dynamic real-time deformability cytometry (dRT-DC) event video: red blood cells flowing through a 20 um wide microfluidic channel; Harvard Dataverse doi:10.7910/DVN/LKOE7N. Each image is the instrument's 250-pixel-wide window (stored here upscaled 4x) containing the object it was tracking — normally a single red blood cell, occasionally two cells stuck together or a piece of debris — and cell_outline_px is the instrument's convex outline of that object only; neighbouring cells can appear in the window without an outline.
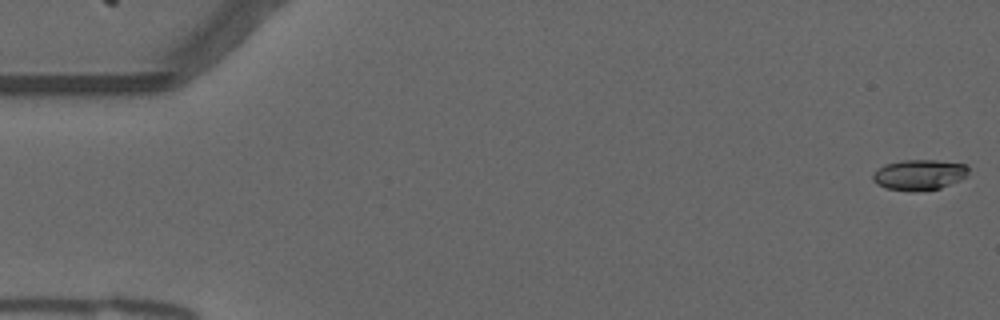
{"species": "common noctule bat (a hibernating species)", "species_latin": "Nyctalus noctula", "temperature_condition": "warm", "stored_images_in_passage": 55, "camera_frame_rate_fps": 3000, "um_per_image_px": 0.085, "animal": {"sex": "male", "forearm_length_mm": 52.5}, "frame": {"image": 1, "passage_image": 1, "time_ms": 0.0, "image_size_px": [1000, 320], "cell_outline_px": [[968, 172], [960, 180], [940, 188], [884, 188], [876, 184], [872, 180], [872, 172], [876, 168], [884, 164], [904, 160], [936, 160], [968, 164]], "centroid_in_image_um": [78.1, 14.79], "position_along_channel_um": 6.9, "area_um2": 16.47}}
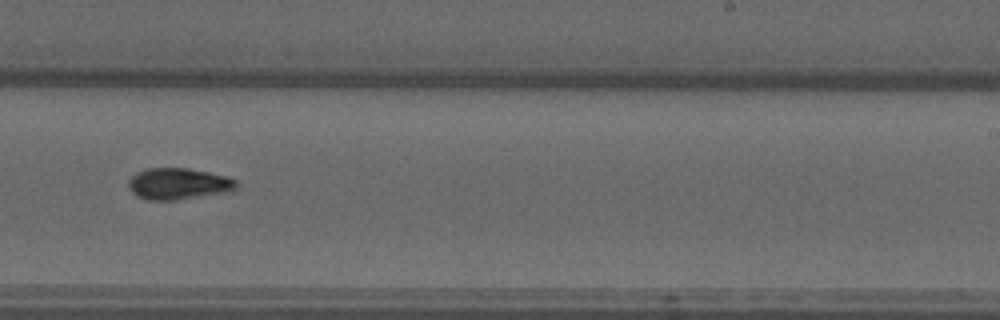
{"frame": {"image": 2, "passage_image": 34, "time_ms": 11.0, "image_size_px": [1000, 320], "cell_outline_px": [[236, 188], [232, 192], [176, 200], [148, 200], [136, 196], [128, 188], [128, 180], [136, 172], [144, 168], [184, 168], [208, 172], [228, 176], [236, 180]], "centroid_in_image_um": [15.16, 15.63], "position_along_channel_um": 273.8, "area_um2": 20.06}}
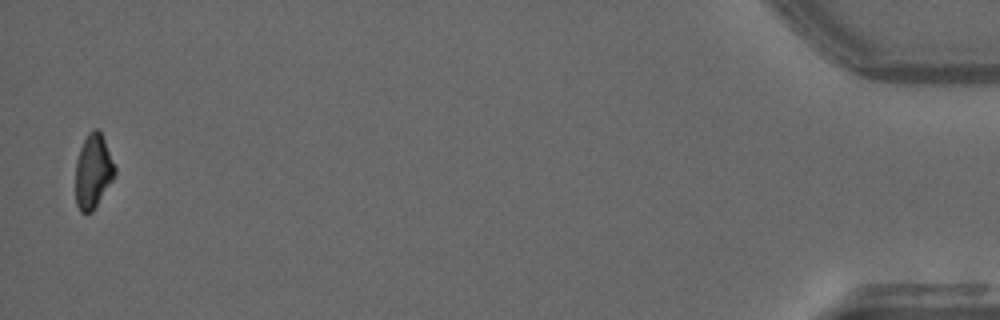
{"frame": {"image": 3, "passage_image": 54, "time_ms": 17.667, "image_size_px": [1000, 320], "cell_outline_px": [[116, 176], [92, 212], [80, 212], [76, 204], [76, 160], [80, 148], [88, 132], [92, 128], [96, 128], [100, 132], [104, 140], [116, 168]], "centroid_in_image_um": [7.92, 14.57], "position_along_channel_um": 427.3, "area_um2": 16.99}, "authors_computed_cell_mechanics": {"area_um2": 18.207, "velocity_mm_per_s": 3.747, "shape_relaxation_time_tau1_ms": 6.336, "shape_relaxation_time_tau2_ms": 6.2819, "deformation_change_tau1": 0.185, "deformation_change_tau2": 0.1227}}